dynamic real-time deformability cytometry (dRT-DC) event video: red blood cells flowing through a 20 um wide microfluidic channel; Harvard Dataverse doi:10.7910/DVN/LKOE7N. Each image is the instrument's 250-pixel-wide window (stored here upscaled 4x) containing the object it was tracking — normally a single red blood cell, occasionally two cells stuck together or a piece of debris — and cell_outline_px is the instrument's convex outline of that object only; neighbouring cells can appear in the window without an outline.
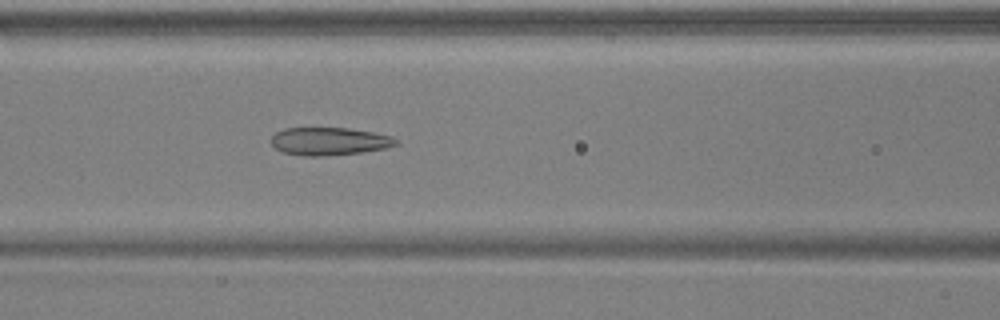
{"species": "common noctule bat (a hibernating species)", "species_latin": "Nyctalus noctula", "temperature_condition": "warm", "stored_images_in_passage": 54, "camera_frame_rate_fps": 3000, "um_per_image_px": 0.085, "animal": {"sex": "male", "body_mass_g": 17.9, "forearm_length_mm": 54.2}, "frame": {"image": 1, "passage_image": 23, "time_ms": 7.333, "image_size_px": [1000, 320], "cell_outline_px": [[400, 144], [384, 148], [360, 152], [320, 156], [304, 156], [284, 152], [276, 148], [272, 144], [272, 136], [276, 132], [284, 128], [348, 128], [372, 132], [392, 136], [400, 140]], "centroid_in_image_um": [28.02, 12.0], "position_along_channel_um": 138.6, "area_um2": 20.11}}
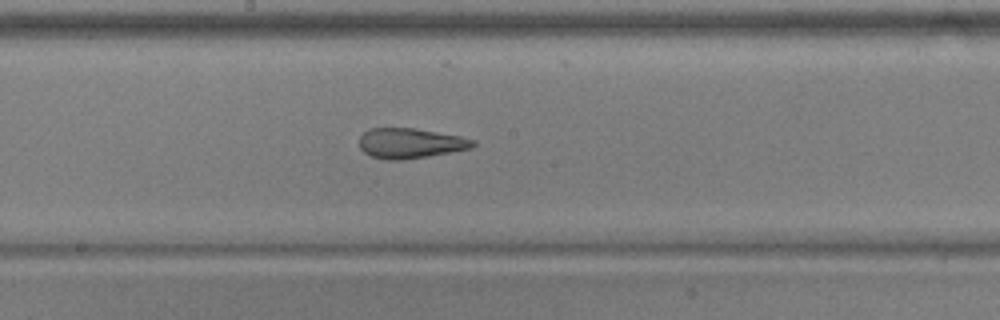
{"frame": {"image": 2, "passage_image": 29, "time_ms": 9.333, "image_size_px": [1000, 320], "cell_outline_px": [[476, 144], [472, 148], [428, 156], [400, 160], [384, 160], [372, 156], [364, 152], [360, 148], [360, 136], [368, 128], [416, 128], [460, 136], [476, 140]], "centroid_in_image_um": [34.88, 12.17], "position_along_channel_um": 213.3, "area_um2": 20.0}}
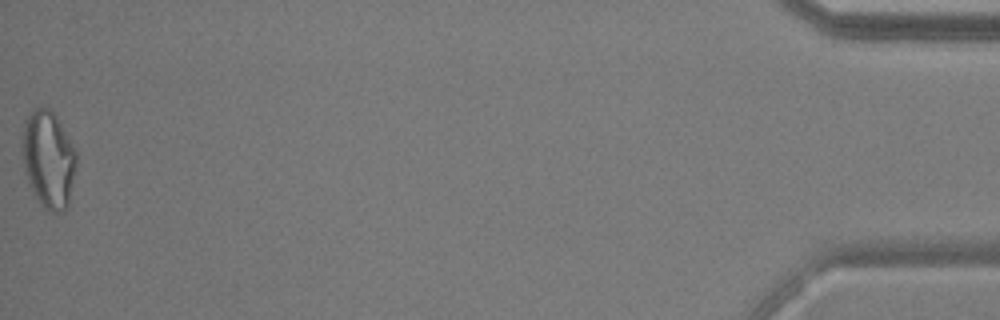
{"frame": {"image": 3, "passage_image": 54, "time_ms": 17.667, "image_size_px": [1000, 320], "cell_outline_px": [[76, 164], [68, 208], [64, 212], [52, 212], [44, 208], [28, 184], [24, 172], [20, 152], [24, 120], [32, 108], [48, 108], [56, 116], [76, 148]], "centroid_in_image_um": [4.09, 13.53], "position_along_channel_um": 431.1, "area_um2": 31.27}, "authors_computed_cell_mechanics": {"area_um2": 24.1026, "velocity_mm_per_s": 3.7421, "shape_relaxation_time_tau1_ms": null, "shape_relaxation_time_tau2_ms": 1.8613, "deformation_change_tau1": null, "deformation_change_tau2": 0.1156}}